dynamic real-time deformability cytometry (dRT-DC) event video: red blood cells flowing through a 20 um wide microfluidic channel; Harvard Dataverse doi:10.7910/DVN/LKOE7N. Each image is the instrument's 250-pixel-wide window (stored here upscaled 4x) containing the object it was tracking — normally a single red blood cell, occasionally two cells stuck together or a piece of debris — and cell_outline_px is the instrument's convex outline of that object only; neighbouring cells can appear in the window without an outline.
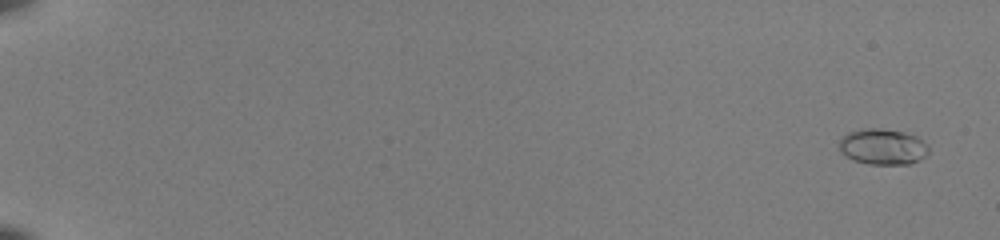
{"species": "common noctule bat (a hibernating species)", "species_latin": "Nyctalus noctula", "temperature_condition": "room temperature", "stored_images_in_passage": 54, "camera_frame_rate_fps": 3000, "um_per_image_px": 0.085, "animal": {"sex": "female", "body_mass_g": 22.0, "forearm_length_mm": 56.7}, "frame": {"image": 1, "passage_image": 3, "time_ms": 0.667, "image_size_px": [1000, 240], "cell_outline_px": [[928, 152], [920, 160], [908, 164], [868, 164], [852, 160], [840, 152], [840, 140], [848, 132], [864, 128], [880, 128], [900, 132], [916, 136], [928, 144]], "centroid_in_image_um": [75.02, 12.48], "position_along_channel_um": 10.0, "area_um2": 18.61}}
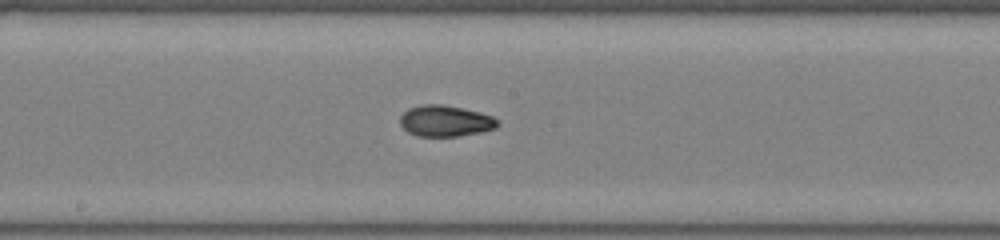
{"frame": {"image": 2, "passage_image": 33, "time_ms": 10.667, "image_size_px": [1000, 240], "cell_outline_px": [[500, 124], [496, 128], [480, 132], [460, 136], [416, 136], [408, 132], [400, 124], [400, 116], [408, 108], [424, 104], [444, 104], [480, 112], [492, 116], [500, 120]], "centroid_in_image_um": [37.87, 10.28], "position_along_channel_um": 210.3, "area_um2": 17.86}}
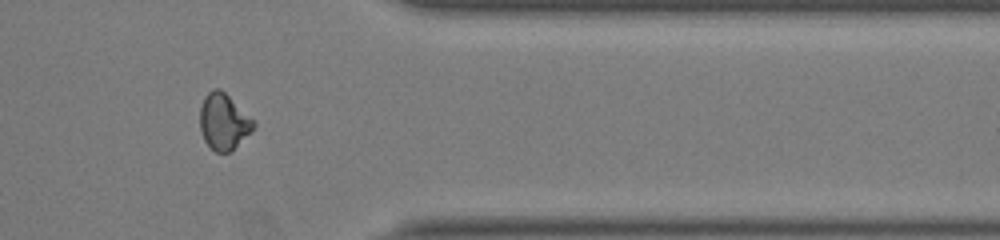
{"frame": {"image": 3, "passage_image": 47, "time_ms": 15.333, "image_size_px": [1000, 240], "cell_outline_px": [[256, 124], [232, 152], [216, 152], [204, 140], [200, 128], [200, 108], [204, 96], [212, 88], [220, 88], [256, 120]], "centroid_in_image_um": [19.02, 10.32], "position_along_channel_um": 392.4, "area_um2": 17.63}}